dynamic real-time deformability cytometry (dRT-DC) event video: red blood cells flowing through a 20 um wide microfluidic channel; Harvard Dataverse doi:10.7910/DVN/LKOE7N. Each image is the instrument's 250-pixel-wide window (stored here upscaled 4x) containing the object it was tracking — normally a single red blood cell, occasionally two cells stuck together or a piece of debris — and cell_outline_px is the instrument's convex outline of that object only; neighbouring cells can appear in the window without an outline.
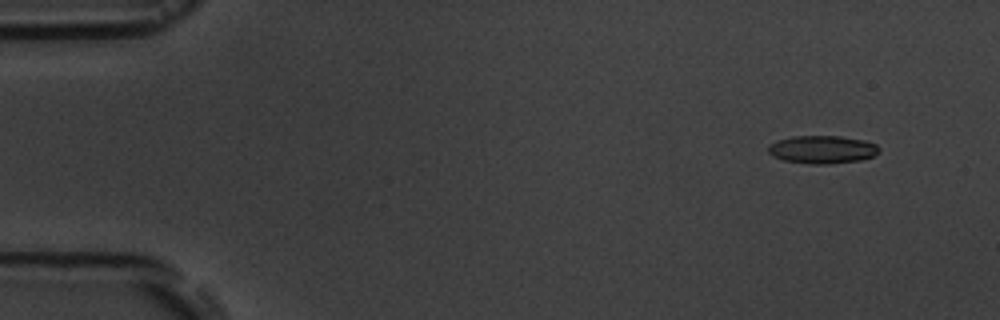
{"species": "common noctule bat (a hibernating species)", "species_latin": "Nyctalus noctula", "temperature_condition": "room temperature", "stored_images_in_passage": 7, "camera_frame_rate_fps": 3000, "um_per_image_px": 0.085, "animal": {"sex": "male", "body_mass_g": 19.5, "forearm_length_mm": 54.6}, "frame": {"image": 1, "passage_image": 2, "time_ms": 1.0, "image_size_px": [1000, 320], "cell_outline_px": [[880, 152], [872, 156], [860, 160], [828, 164], [812, 164], [784, 160], [772, 156], [768, 152], [768, 144], [776, 140], [792, 136], [840, 136], [864, 140], [876, 144], [880, 148]], "centroid_in_image_um": [69.88, 12.7], "position_along_channel_um": 15.1, "area_um2": 18.15}}
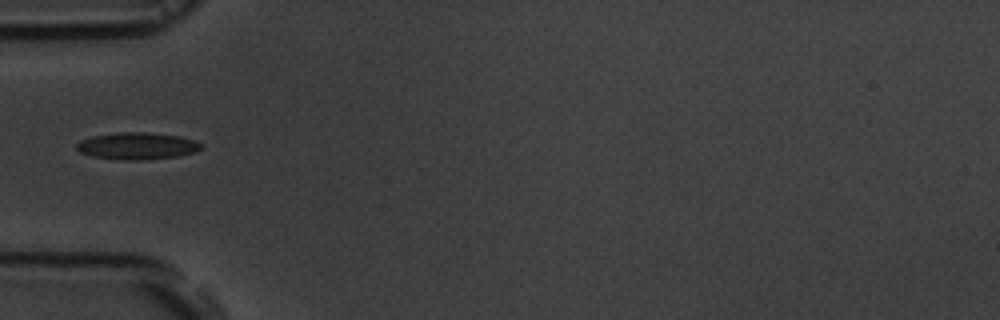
{"frame": {"image": 2, "passage_image": 6, "time_ms": 5.667, "image_size_px": [1000, 320], "cell_outline_px": [[200, 148], [196, 152], [176, 156], [140, 160], [120, 160], [92, 156], [80, 152], [76, 148], [76, 144], [80, 140], [92, 136], [120, 132], [144, 132], [180, 136], [192, 140], [200, 144]], "centroid_in_image_um": [11.6, 12.4], "position_along_channel_um": 73.4, "area_um2": 19.36}}
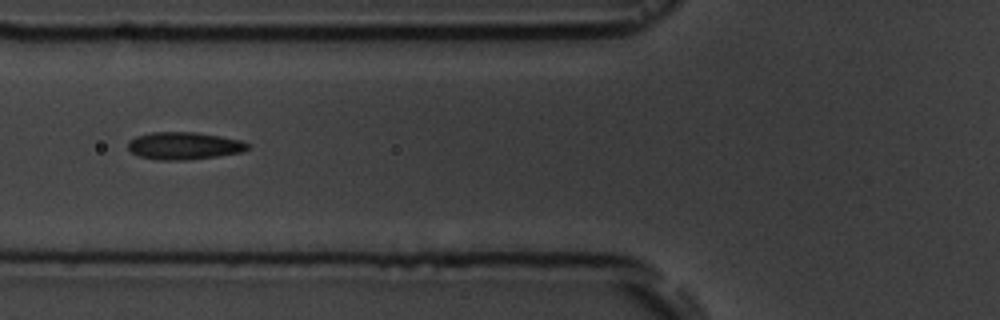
{"frame": {"image": 3, "passage_image": 7, "time_ms": 6.667, "image_size_px": [1000, 320], "cell_outline_px": [[248, 148], [244, 152], [216, 156], [184, 160], [156, 160], [140, 156], [132, 152], [128, 148], [128, 140], [136, 136], [152, 132], [196, 132], [220, 136], [240, 140], [248, 144]], "centroid_in_image_um": [15.62, 12.39], "position_along_channel_um": 110.2, "area_um2": 19.07}}